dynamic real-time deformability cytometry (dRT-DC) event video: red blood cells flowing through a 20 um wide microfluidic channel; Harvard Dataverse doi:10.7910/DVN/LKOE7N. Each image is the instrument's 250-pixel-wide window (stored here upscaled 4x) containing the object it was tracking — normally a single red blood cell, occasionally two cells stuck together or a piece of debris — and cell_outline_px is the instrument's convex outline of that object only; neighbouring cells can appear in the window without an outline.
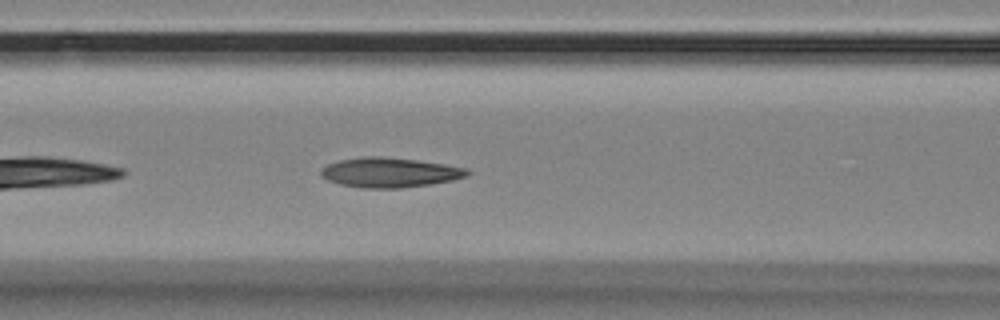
{"species": "Egyptian fruit bat (a non-hibernating species)", "species_latin": "Rousettus aegyptiacus", "temperature_condition": "room temperature", "stored_images_in_passage": 42, "camera_frame_rate_fps": 3000, "um_per_image_px": 0.085, "animal": {"sex": "female"}, "frame": {"image": 1, "passage_image": 8, "time_ms": 2.333, "image_size_px": [1000, 320], "cell_outline_px": [[472, 172], [468, 176], [452, 180], [432, 184], [400, 188], [364, 188], [340, 184], [328, 180], [320, 176], [320, 168], [328, 164], [340, 160], [364, 156], [380, 156], [416, 160], [444, 164], [468, 168]], "centroid_in_image_um": [33.13, 14.66], "position_along_channel_um": 133.5, "area_um2": 25.49}}
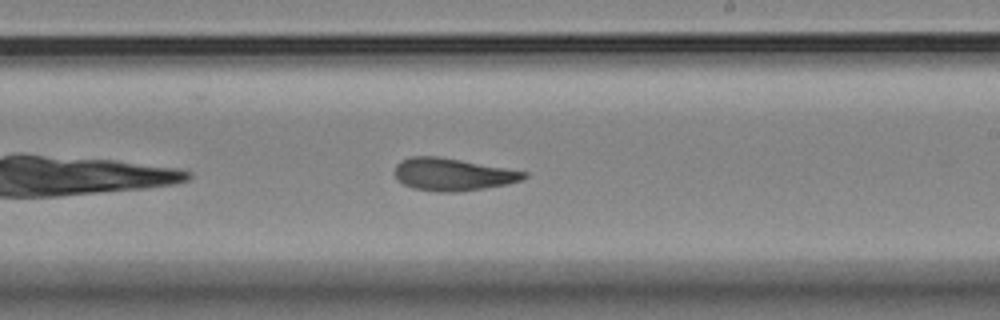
{"frame": {"image": 2, "passage_image": 18, "time_ms": 5.667, "image_size_px": [1000, 320], "cell_outline_px": [[528, 176], [520, 180], [508, 184], [484, 188], [456, 192], [436, 192], [412, 188], [396, 180], [396, 164], [400, 160], [412, 156], [440, 156], [528, 172]], "centroid_in_image_um": [38.46, 14.82], "position_along_channel_um": 250.5, "area_um2": 24.51}}
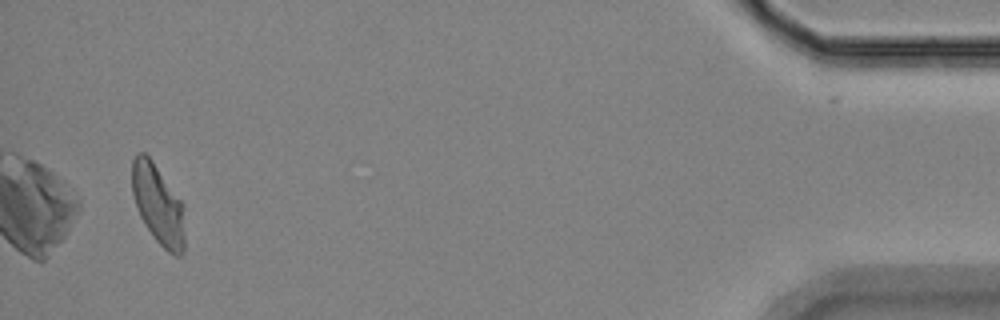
{"frame": {"image": 3, "passage_image": 39, "time_ms": 12.667, "image_size_px": [1000, 320], "cell_outline_px": [[184, 252], [180, 256], [176, 256], [168, 252], [152, 236], [144, 224], [136, 208], [132, 192], [132, 160], [136, 152], [144, 152], [152, 160], [184, 204]], "centroid_in_image_um": [13.44, 17.39], "position_along_channel_um": 421.8, "area_um2": 24.8}, "authors_computed_cell_mechanics": {"area_um2": 24.6806, "velocity_mm_per_s": 3.5194, "shape_relaxation_time_tau1_ms": 11.2274, "shape_relaxation_time_tau2_ms": 3.181, "deformation_change_tau1": 0.2449, "deformation_change_tau2": 0.1119}}